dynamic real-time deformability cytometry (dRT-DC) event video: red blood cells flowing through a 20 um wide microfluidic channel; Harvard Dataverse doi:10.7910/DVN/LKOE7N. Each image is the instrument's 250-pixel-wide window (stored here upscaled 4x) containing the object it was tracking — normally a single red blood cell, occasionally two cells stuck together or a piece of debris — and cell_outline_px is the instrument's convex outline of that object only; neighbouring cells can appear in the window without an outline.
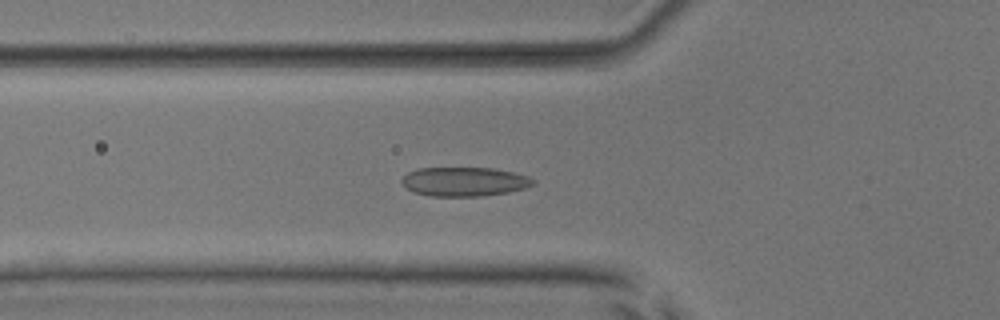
{"species": "common noctule bat (a hibernating species)", "species_latin": "Nyctalus noctula", "temperature_condition": "room temperature", "stored_images_in_passage": 54, "camera_frame_rate_fps": 3000, "um_per_image_px": 0.085, "animal": {"sex": "male", "body_mass_g": 17.9, "forearm_length_mm": 54.2}, "frame": {"image": 1, "passage_image": 19, "time_ms": 6.0, "image_size_px": [1000, 320], "cell_outline_px": [[536, 180], [532, 184], [524, 188], [508, 192], [484, 196], [432, 196], [412, 192], [400, 180], [408, 172], [416, 168], [492, 168], [512, 172], [528, 176]], "centroid_in_image_um": [39.45, 15.44], "position_along_channel_um": 86.3, "area_um2": 22.2}}
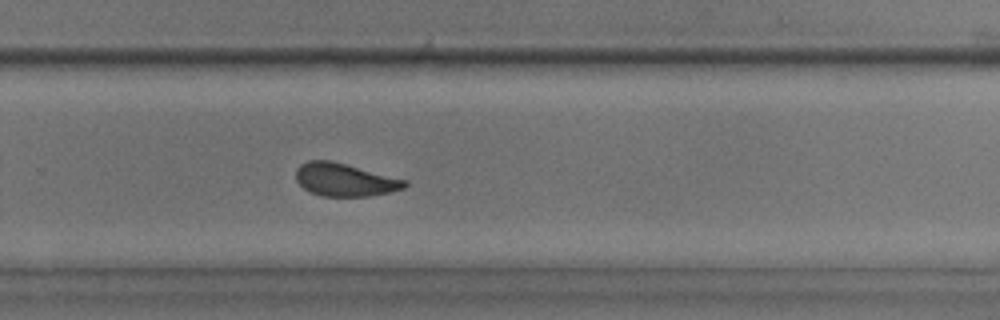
{"frame": {"image": 2, "passage_image": 36, "time_ms": 11.667, "image_size_px": [1000, 320], "cell_outline_px": [[408, 184], [404, 188], [388, 192], [368, 196], [320, 196], [304, 188], [296, 180], [296, 168], [300, 164], [308, 160], [332, 160], [408, 180]], "centroid_in_image_um": [29.3, 15.26], "position_along_channel_um": 300.5, "area_um2": 20.92}}
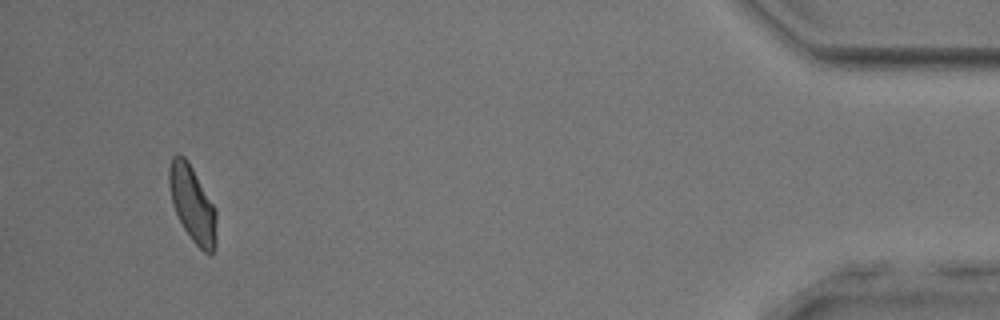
{"frame": {"image": 3, "passage_image": 51, "time_ms": 16.667, "image_size_px": [1000, 320], "cell_outline_px": [[216, 244], [212, 256], [208, 256], [192, 240], [184, 228], [172, 204], [168, 184], [168, 168], [172, 156], [184, 156], [192, 168], [216, 208]], "centroid_in_image_um": [16.37, 17.38], "position_along_channel_um": 418.8, "area_um2": 20.98}, "authors_computed_cell_mechanics": {"area_um2": 21.1259, "velocity_mm_per_s": 3.7835, "shape_relaxation_time_tau1_ms": 3.8588, "shape_relaxation_time_tau2_ms": 1.5706, "deformation_change_tau1": 0.1041, "deformation_change_tau2": 0.0617}}